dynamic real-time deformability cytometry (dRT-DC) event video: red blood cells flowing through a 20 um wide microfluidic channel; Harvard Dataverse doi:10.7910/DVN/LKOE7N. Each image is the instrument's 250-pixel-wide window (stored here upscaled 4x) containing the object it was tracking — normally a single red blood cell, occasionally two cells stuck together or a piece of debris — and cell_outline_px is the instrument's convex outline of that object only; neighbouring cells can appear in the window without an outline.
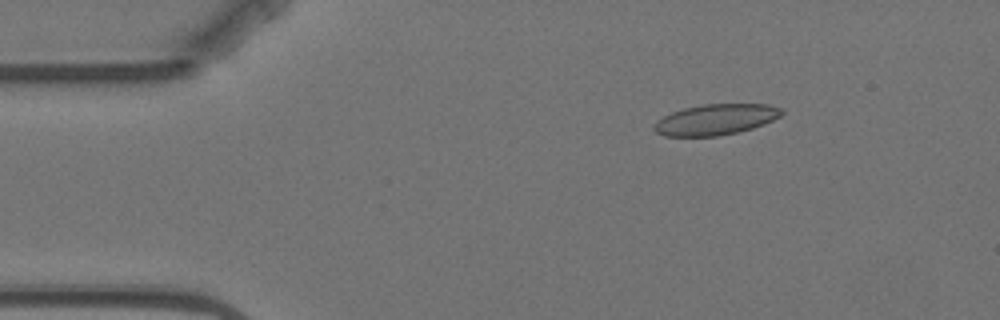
{"species": "Egyptian fruit bat (a non-hibernating species)", "species_latin": "Rousettus aegyptiacus", "temperature_condition": "warm", "stored_images_in_passage": 4, "camera_frame_rate_fps": 3000, "um_per_image_px": 0.085, "animal": {"sex": "female"}, "frame": {"image": 1, "passage_image": 2, "time_ms": 1.0, "image_size_px": [1000, 320], "cell_outline_px": [[784, 112], [780, 116], [764, 124], [752, 128], [736, 132], [716, 136], [664, 136], [656, 132], [652, 128], [664, 116], [672, 112], [684, 108], [704, 104], [768, 104], [784, 108]], "centroid_in_image_um": [60.87, 10.15], "position_along_channel_um": 24.1, "area_um2": 22.72}}
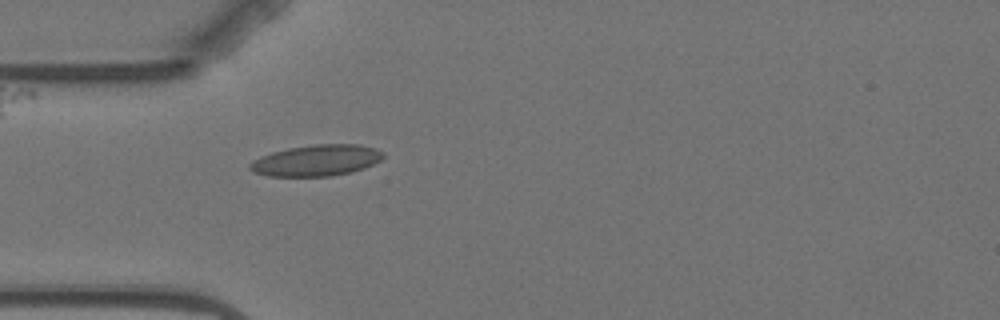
{"frame": {"image": 2, "passage_image": 4, "time_ms": 3.667, "image_size_px": [1000, 320], "cell_outline_px": [[384, 156], [380, 160], [364, 168], [352, 172], [332, 176], [268, 176], [252, 172], [248, 168], [248, 164], [252, 160], [260, 156], [272, 152], [288, 148], [312, 144], [360, 144], [376, 148], [384, 152]], "centroid_in_image_um": [26.88, 13.63], "position_along_channel_um": 58.1, "area_um2": 24.51}}